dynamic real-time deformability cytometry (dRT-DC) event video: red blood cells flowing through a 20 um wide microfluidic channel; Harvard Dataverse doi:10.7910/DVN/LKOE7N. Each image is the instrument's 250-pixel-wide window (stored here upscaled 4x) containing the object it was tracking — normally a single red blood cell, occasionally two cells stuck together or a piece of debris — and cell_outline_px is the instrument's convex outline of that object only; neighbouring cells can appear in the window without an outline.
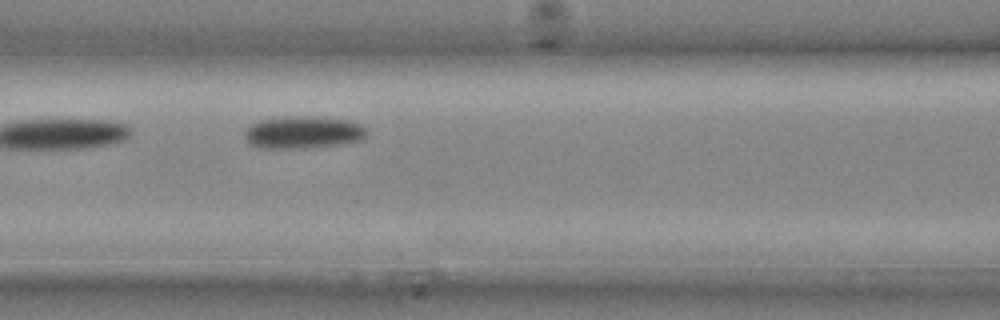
{"species": "common noctule bat (a hibernating species)", "species_latin": "Nyctalus noctula", "temperature_condition": "cold", "stored_images_in_passage": 5, "camera_frame_rate_fps": 3000, "um_per_image_px": 0.085, "animal": {"sex": "male", "body_mass_g": 20.4}, "frame": {"image": 1, "passage_image": 5, "time_ms": 1.333, "image_size_px": [1000, 320], "cell_outline_px": [[368, 132], [360, 140], [340, 144], [304, 148], [260, 148], [248, 144], [244, 136], [244, 132], [252, 124], [260, 120], [288, 116], [304, 116], [344, 120], [360, 124]], "centroid_in_image_um": [25.7, 11.26], "position_along_channel_um": 140.9, "area_um2": 22.77}}